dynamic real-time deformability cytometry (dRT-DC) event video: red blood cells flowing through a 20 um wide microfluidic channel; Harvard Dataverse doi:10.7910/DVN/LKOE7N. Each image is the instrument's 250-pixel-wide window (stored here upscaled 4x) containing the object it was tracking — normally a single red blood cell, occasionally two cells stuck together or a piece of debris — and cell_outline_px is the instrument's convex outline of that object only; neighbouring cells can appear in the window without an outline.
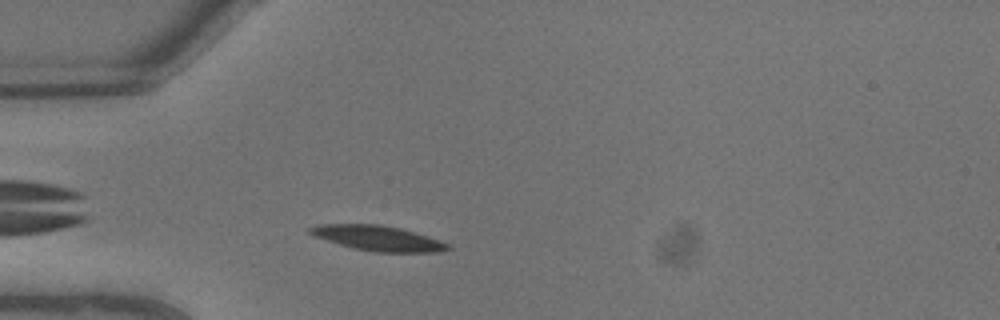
{"species": "common noctule bat (a hibernating species)", "species_latin": "Nyctalus noctula", "temperature_condition": "warm", "stored_images_in_passage": 5, "camera_frame_rate_fps": 3000, "um_per_image_px": 0.085, "animal": {"sex": "male", "body_mass_g": 13.3}, "frame": {"image": 1, "passage_image": 2, "time_ms": 0.333, "image_size_px": [1000, 320], "cell_outline_px": [[452, 248], [436, 252], [376, 252], [352, 248], [316, 236], [308, 232], [308, 228], [320, 224], [380, 224], [400, 228], [440, 240], [452, 244]], "centroid_in_image_um": [32.17, 20.25], "position_along_channel_um": 52.8, "area_um2": 20.0}}
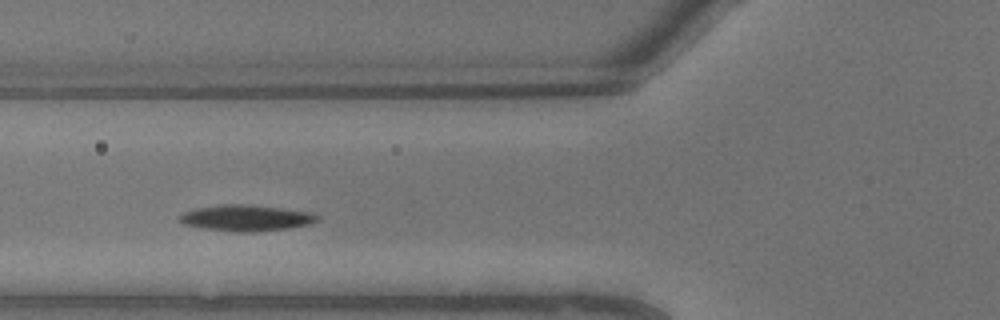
{"frame": {"image": 2, "passage_image": 4, "time_ms": 1.0, "image_size_px": [1000, 320], "cell_outline_px": [[320, 220], [312, 224], [288, 228], [252, 232], [236, 232], [204, 228], [184, 224], [180, 220], [180, 216], [184, 212], [196, 208], [224, 204], [240, 204], [280, 208], [312, 212], [320, 216]], "centroid_in_image_um": [20.99, 18.53], "position_along_channel_um": 104.8, "area_um2": 20.81}}